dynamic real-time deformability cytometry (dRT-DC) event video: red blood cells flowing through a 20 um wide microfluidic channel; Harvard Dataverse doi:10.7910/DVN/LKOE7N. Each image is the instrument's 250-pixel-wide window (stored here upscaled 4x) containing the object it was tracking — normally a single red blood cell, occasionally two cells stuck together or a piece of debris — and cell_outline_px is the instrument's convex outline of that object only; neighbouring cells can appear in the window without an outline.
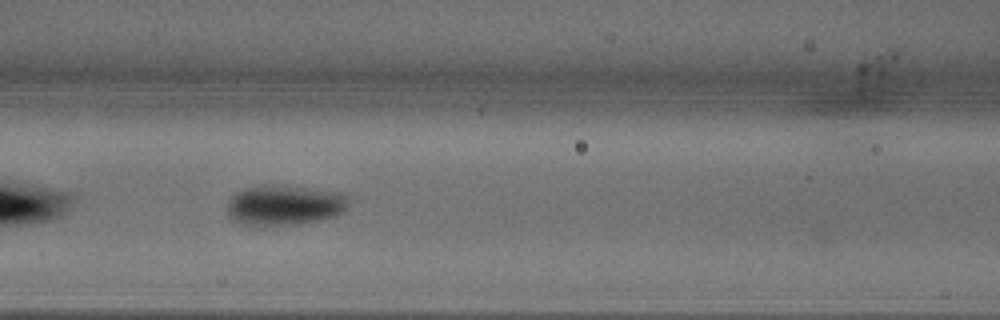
{"species": "common noctule bat (a hibernating species)", "species_latin": "Nyctalus noctula", "temperature_condition": "warm", "stored_images_in_passage": 37, "camera_frame_rate_fps": 3000, "um_per_image_px": 0.085, "animal": {"sex": "male", "body_mass_g": 18.8}, "frame": {"image": 1, "passage_image": 8, "time_ms": 2.333, "image_size_px": [1000, 320], "cell_outline_px": [[348, 204], [336, 216], [320, 220], [296, 224], [240, 224], [228, 212], [228, 200], [236, 192], [244, 188], [260, 184], [284, 184], [336, 192], [348, 196]], "centroid_in_image_um": [24.17, 17.39], "position_along_channel_um": 142.4, "area_um2": 28.26}}
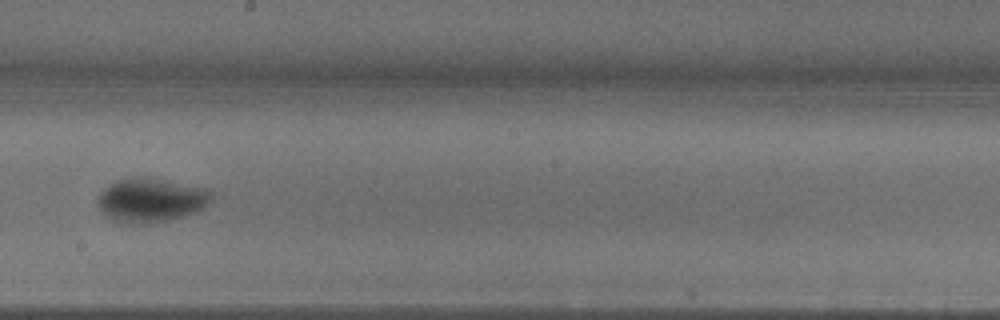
{"frame": {"image": 2, "passage_image": 15, "time_ms": 4.667, "image_size_px": [1000, 320], "cell_outline_px": [[212, 196], [204, 208], [184, 216], [164, 220], [116, 220], [108, 216], [96, 204], [100, 192], [108, 184], [116, 180], [136, 176], [144, 176], [204, 188]], "centroid_in_image_um": [12.8, 16.93], "position_along_channel_um": 235.4, "area_um2": 27.92}}
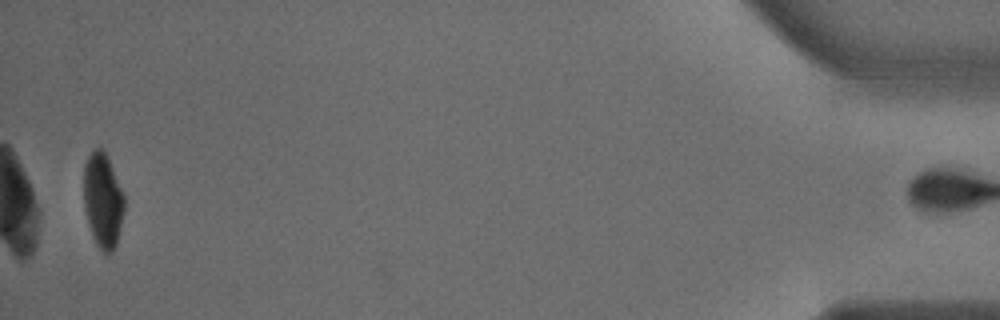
{"frame": {"image": 3, "passage_image": 36, "time_ms": 11.667, "image_size_px": [1000, 320], "cell_outline_px": [[124, 212], [116, 244], [112, 252], [104, 256], [96, 244], [92, 236], [84, 208], [84, 164], [88, 156], [96, 148], [104, 148], [124, 196]], "centroid_in_image_um": [8.73, 17.06], "position_along_channel_um": 426.5, "area_um2": 22.43}, "authors_computed_cell_mechanics": {"area_um2": 26.588, "velocity_mm_per_s": 3.9927, "shape_relaxation_time_tau1_ms": 3.1769, "shape_relaxation_time_tau2_ms": null, "deformation_change_tau1": 0.1705, "deformation_change_tau2": null}}